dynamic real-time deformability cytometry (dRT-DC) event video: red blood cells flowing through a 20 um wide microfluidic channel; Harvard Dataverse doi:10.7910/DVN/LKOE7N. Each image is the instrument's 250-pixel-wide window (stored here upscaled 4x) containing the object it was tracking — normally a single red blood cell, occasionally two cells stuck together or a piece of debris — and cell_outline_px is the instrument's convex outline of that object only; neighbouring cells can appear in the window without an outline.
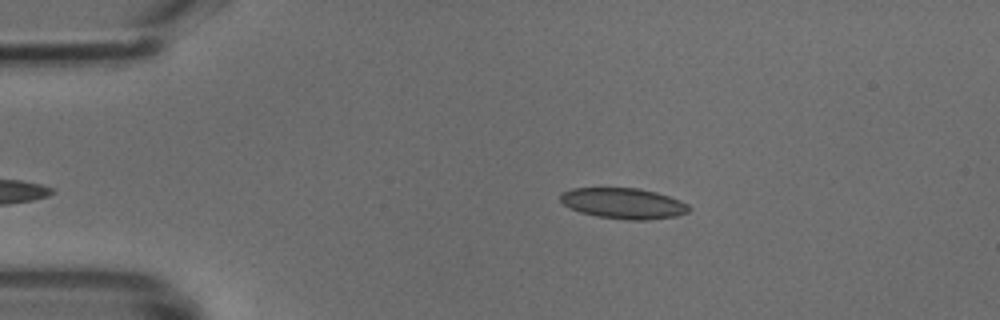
{"species": "common noctule bat (a hibernating species)", "species_latin": "Nyctalus noctula", "temperature_condition": "cold", "stored_images_in_passage": 12, "camera_frame_rate_fps": 3000, "um_per_image_px": 0.085, "animal": {"sex": "male", "body_mass_g": 18.8}, "frame": {"image": 1, "passage_image": 2, "time_ms": 0.333, "image_size_px": [1000, 320], "cell_outline_px": [[692, 208], [688, 212], [676, 216], [648, 220], [628, 220], [596, 216], [580, 212], [564, 204], [560, 200], [560, 196], [564, 192], [572, 188], [640, 188], [656, 192], [680, 200], [688, 204]], "centroid_in_image_um": [53.03, 17.29], "position_along_channel_um": 32.0, "area_um2": 23.0}}
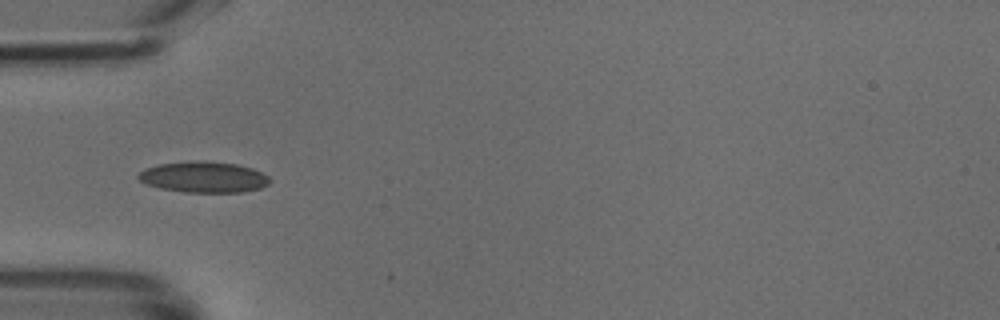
{"frame": {"image": 2, "passage_image": 8, "time_ms": 2.333, "image_size_px": [1000, 320], "cell_outline_px": [[272, 180], [268, 184], [260, 188], [244, 192], [184, 192], [160, 188], [148, 184], [140, 180], [136, 176], [144, 168], [160, 164], [196, 160], [204, 160], [236, 164], [252, 168], [268, 176]], "centroid_in_image_um": [17.32, 15.04], "position_along_channel_um": 67.7, "area_um2": 23.76}}
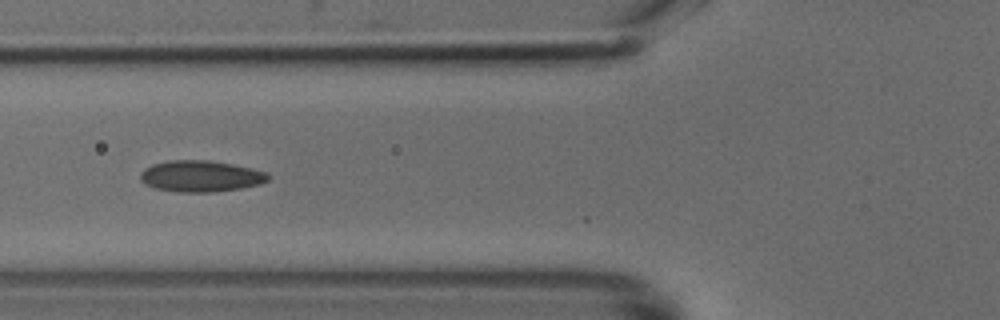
{"frame": {"image": 3, "passage_image": 11, "time_ms": 3.333, "image_size_px": [1000, 320], "cell_outline_px": [[272, 176], [268, 180], [260, 184], [240, 188], [212, 192], [176, 192], [156, 188], [144, 184], [140, 180], [140, 172], [144, 168], [152, 164], [168, 160], [208, 160], [232, 164], [252, 168], [268, 172]], "centroid_in_image_um": [17.06, 14.97], "position_along_channel_um": 108.7, "area_um2": 23.52}}